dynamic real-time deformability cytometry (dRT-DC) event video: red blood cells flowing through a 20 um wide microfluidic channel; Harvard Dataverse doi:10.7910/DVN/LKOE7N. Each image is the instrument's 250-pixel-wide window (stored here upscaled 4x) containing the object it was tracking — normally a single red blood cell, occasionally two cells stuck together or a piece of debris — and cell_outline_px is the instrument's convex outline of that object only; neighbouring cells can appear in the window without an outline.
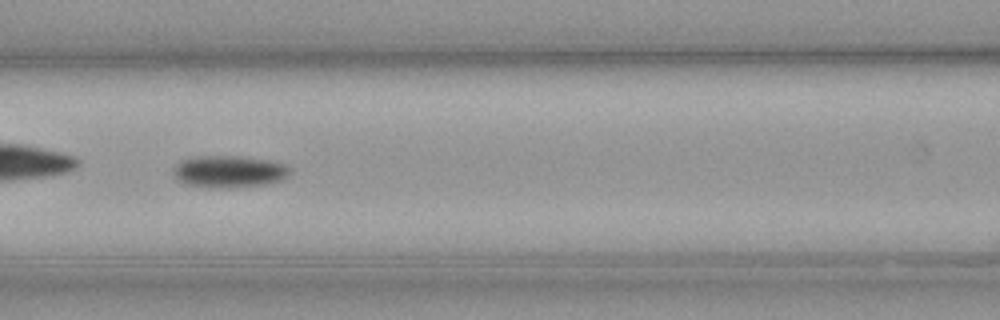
{"species": "common noctule bat (a hibernating species)", "species_latin": "Nyctalus noctula", "temperature_condition": "cold", "stored_images_in_passage": 36, "camera_frame_rate_fps": 3000, "um_per_image_px": 0.085, "animal": {"sex": "male", "body_mass_g": 23.1, "forearm_length_mm": 52.7}, "frame": {"image": 1, "passage_image": 11, "time_ms": 3.333, "image_size_px": [1000, 320], "cell_outline_px": [[292, 172], [288, 176], [280, 180], [260, 184], [228, 188], [204, 188], [184, 184], [176, 176], [176, 164], [184, 160], [200, 156], [236, 156], [268, 160], [284, 164]], "centroid_in_image_um": [19.48, 14.59], "position_along_channel_um": 147.1, "area_um2": 21.33}}
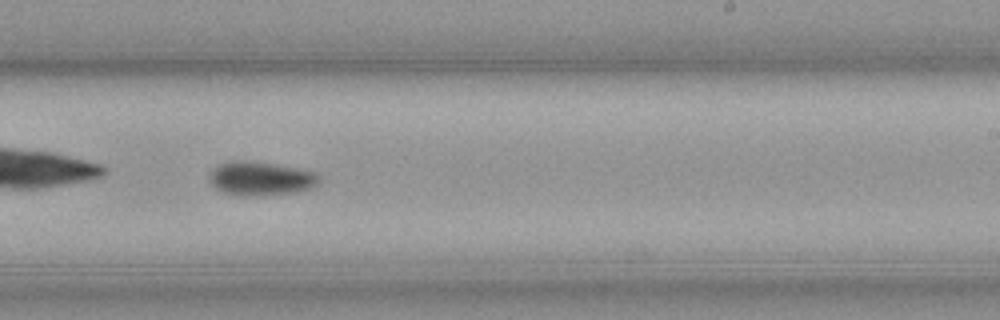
{"frame": {"image": 2, "passage_image": 21, "time_ms": 6.667, "image_size_px": [1000, 320], "cell_outline_px": [[320, 180], [312, 188], [292, 192], [260, 196], [244, 196], [224, 192], [216, 188], [212, 184], [212, 172], [220, 164], [236, 160], [244, 160], [272, 164], [296, 168], [312, 172], [320, 176]], "centroid_in_image_um": [22.19, 15.19], "position_along_channel_um": 266.8, "area_um2": 21.04}}